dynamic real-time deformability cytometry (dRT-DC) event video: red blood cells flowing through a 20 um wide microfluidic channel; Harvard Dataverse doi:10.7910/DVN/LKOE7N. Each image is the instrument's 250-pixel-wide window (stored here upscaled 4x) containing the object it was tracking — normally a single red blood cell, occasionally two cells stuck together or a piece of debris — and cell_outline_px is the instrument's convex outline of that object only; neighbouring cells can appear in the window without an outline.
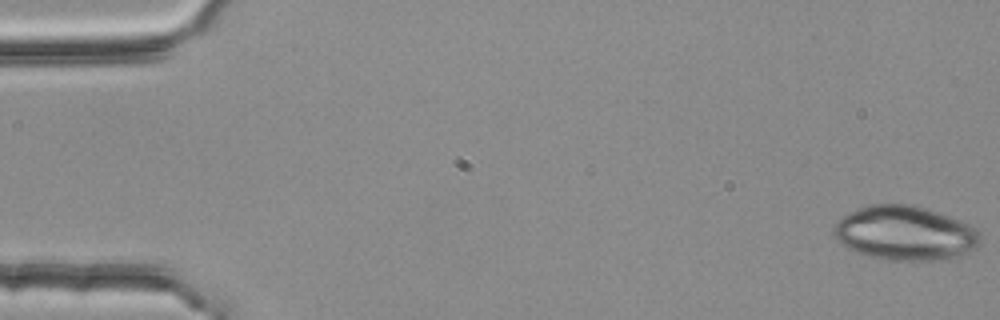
{"species": "common noctule bat (a hibernating species)", "species_latin": "Nyctalus noctula", "temperature_condition": "room temperature", "stored_images_in_passage": 54, "camera_frame_rate_fps": 3000, "um_per_image_px": 0.085, "animal": {"sex": "female", "body_mass_g": 25.1}, "frame": {"image": 1, "passage_image": 1, "time_ms": 0.0, "image_size_px": [1000, 320], "cell_outline_px": [[980, 244], [976, 248], [964, 256], [948, 260], [884, 260], [868, 256], [856, 252], [848, 248], [836, 240], [832, 232], [832, 228], [836, 220], [868, 204], [912, 204], [960, 220], [976, 228], [980, 232]], "centroid_in_image_um": [76.94, 19.84], "position_along_channel_um": 8.1, "area_um2": 46.88}}
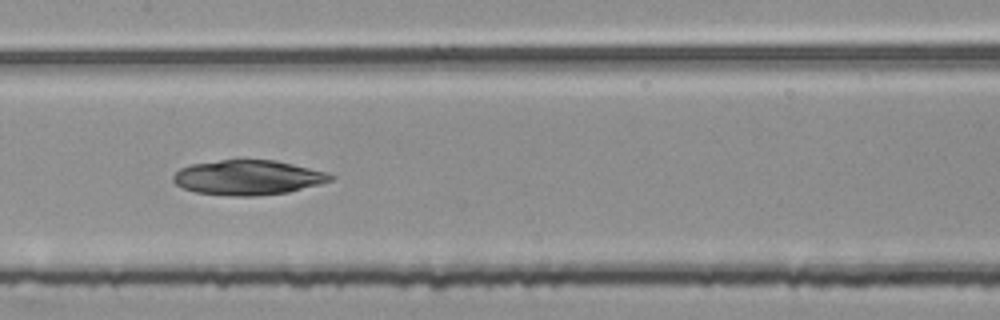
{"frame": {"image": 2, "passage_image": 27, "time_ms": 8.667, "image_size_px": [1000, 320], "cell_outline_px": [[336, 176], [332, 180], [320, 184], [288, 192], [252, 196], [232, 196], [196, 192], [184, 188], [176, 184], [172, 180], [172, 176], [180, 168], [192, 164], [220, 160], [276, 160], [324, 172]], "centroid_in_image_um": [21.06, 15.09], "position_along_channel_um": 186.3, "area_um2": 31.62}}
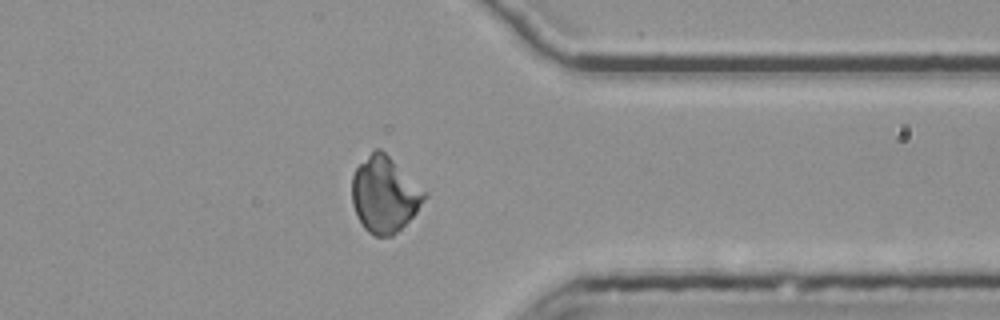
{"frame": {"image": 3, "passage_image": 43, "time_ms": 14.0, "image_size_px": [1000, 320], "cell_outline_px": [[428, 196], [416, 212], [392, 236], [376, 236], [368, 232], [364, 228], [352, 204], [352, 176], [356, 168], [376, 148], [380, 148], [428, 192]], "centroid_in_image_um": [32.7, 16.53], "position_along_channel_um": 378.7, "area_um2": 31.67}}